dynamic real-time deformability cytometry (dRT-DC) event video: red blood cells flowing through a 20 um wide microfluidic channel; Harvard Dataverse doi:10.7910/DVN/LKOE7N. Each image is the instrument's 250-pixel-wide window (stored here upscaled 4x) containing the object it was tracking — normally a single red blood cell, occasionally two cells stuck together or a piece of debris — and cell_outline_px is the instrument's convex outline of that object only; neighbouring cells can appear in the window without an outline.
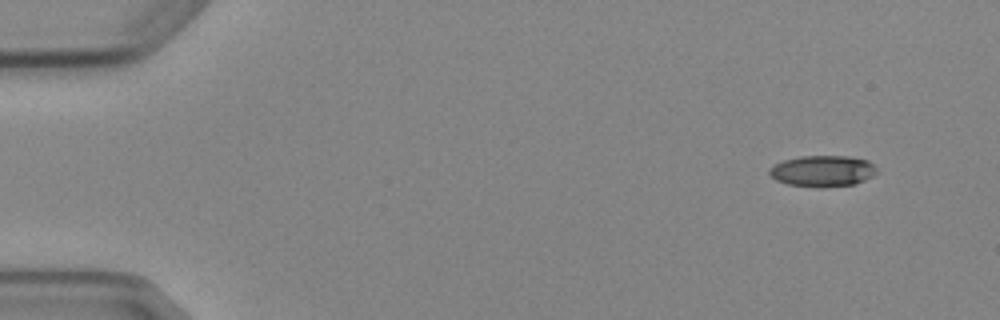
{"species": "Egyptian fruit bat (a non-hibernating species)", "species_latin": "Rousettus aegyptiacus", "temperature_condition": "cold", "stored_images_in_passage": 5, "camera_frame_rate_fps": 3000, "um_per_image_px": 0.085, "animal": {"sex": "female"}, "frame": {"image": 1, "passage_image": 1, "time_ms": 0.0, "image_size_px": [1000, 320], "cell_outline_px": [[876, 172], [872, 176], [856, 184], [820, 188], [788, 184], [776, 180], [768, 172], [768, 168], [784, 160], [800, 156], [848, 156], [868, 160], [876, 168]], "centroid_in_image_um": [69.92, 14.54], "position_along_channel_um": 15.1, "area_um2": 19.54}}
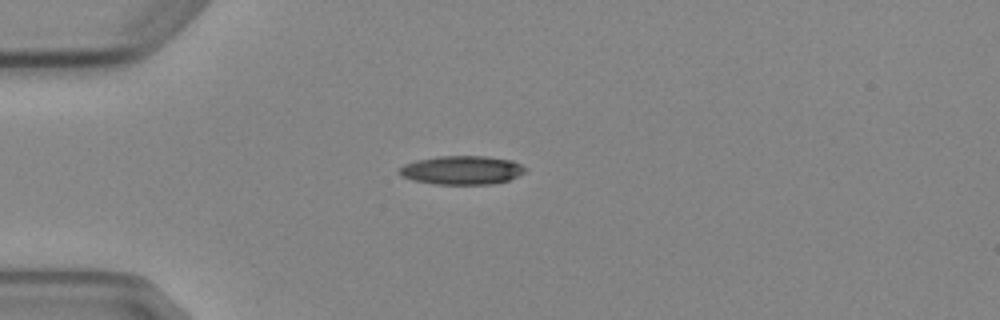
{"frame": {"image": 2, "passage_image": 4, "time_ms": 3.333, "image_size_px": [1000, 320], "cell_outline_px": [[528, 172], [508, 180], [492, 184], [432, 184], [412, 180], [396, 172], [404, 164], [416, 160], [440, 156], [484, 156], [512, 160], [528, 168]], "centroid_in_image_um": [39.29, 14.46], "position_along_channel_um": 45.7, "area_um2": 21.21}}